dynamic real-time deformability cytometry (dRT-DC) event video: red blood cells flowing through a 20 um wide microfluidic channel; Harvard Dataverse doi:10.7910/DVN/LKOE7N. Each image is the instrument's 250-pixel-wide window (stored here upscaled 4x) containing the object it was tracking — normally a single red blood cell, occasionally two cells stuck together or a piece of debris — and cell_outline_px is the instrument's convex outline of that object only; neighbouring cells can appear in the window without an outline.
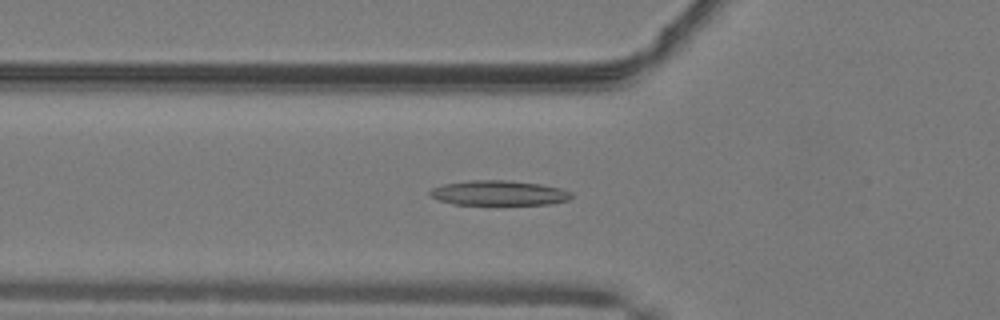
{"species": "common noctule bat (a hibernating species)", "species_latin": "Nyctalus noctula", "temperature_condition": "warm", "stored_images_in_passage": 37, "camera_frame_rate_fps": 3000, "um_per_image_px": 0.085, "animal": {"sex": "male", "body_mass_g": 19.2, "forearm_length_mm": 51.8}, "frame": {"image": 1, "passage_image": 5, "time_ms": 1.333, "image_size_px": [1000, 320], "cell_outline_px": [[572, 196], [568, 200], [548, 204], [452, 204], [440, 200], [432, 196], [428, 192], [432, 188], [444, 184], [472, 180], [508, 180], [540, 184], [560, 188], [572, 192]], "centroid_in_image_um": [42.41, 16.4], "position_along_channel_um": 83.4, "area_um2": 20.29}}
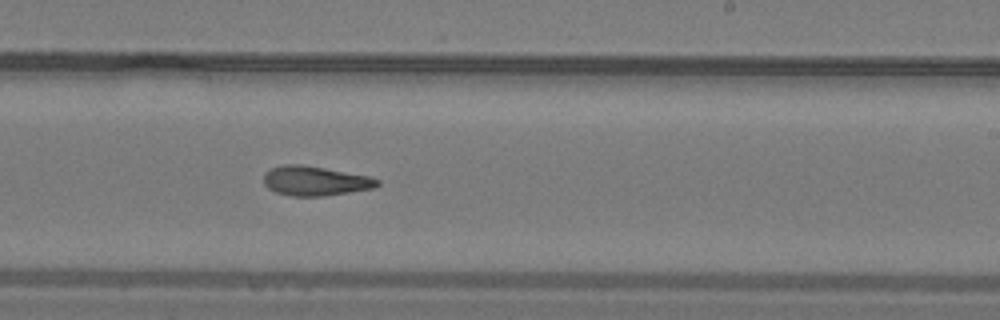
{"frame": {"image": 2, "passage_image": 18, "time_ms": 5.667, "image_size_px": [1000, 320], "cell_outline_px": [[380, 184], [372, 188], [324, 196], [292, 196], [276, 192], [268, 188], [264, 184], [264, 172], [272, 168], [284, 164], [300, 164], [324, 168], [368, 176], [380, 180]], "centroid_in_image_um": [26.75, 15.37], "position_along_channel_um": 262.2, "area_um2": 19.36}}
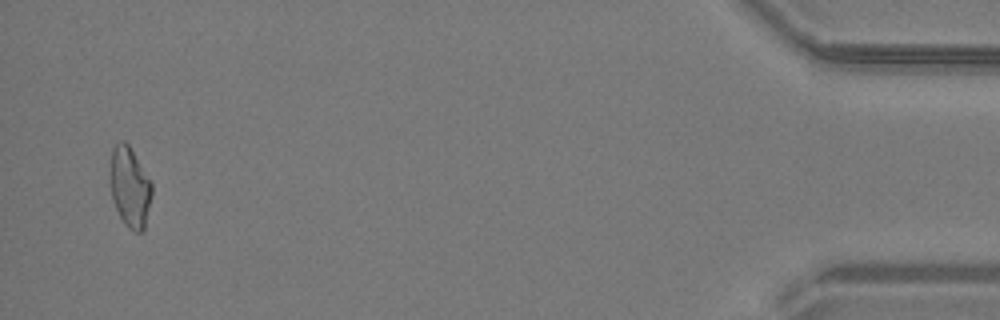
{"frame": {"image": 3, "passage_image": 36, "time_ms": 11.667, "image_size_px": [1000, 320], "cell_outline_px": [[152, 196], [144, 228], [140, 232], [132, 232], [124, 224], [112, 200], [108, 176], [112, 148], [120, 140], [124, 140], [128, 144], [152, 184]], "centroid_in_image_um": [11.0, 15.9], "position_along_channel_um": 424.2, "area_um2": 19.71}, "authors_computed_cell_mechanics": {"area_um2": 19.5364, "velocity_mm_per_s": 4.1107, "shape_relaxation_time_tau1_ms": null, "shape_relaxation_time_tau2_ms": 6.2736, "deformation_change_tau1": null, "deformation_change_tau2": 0.1225}}